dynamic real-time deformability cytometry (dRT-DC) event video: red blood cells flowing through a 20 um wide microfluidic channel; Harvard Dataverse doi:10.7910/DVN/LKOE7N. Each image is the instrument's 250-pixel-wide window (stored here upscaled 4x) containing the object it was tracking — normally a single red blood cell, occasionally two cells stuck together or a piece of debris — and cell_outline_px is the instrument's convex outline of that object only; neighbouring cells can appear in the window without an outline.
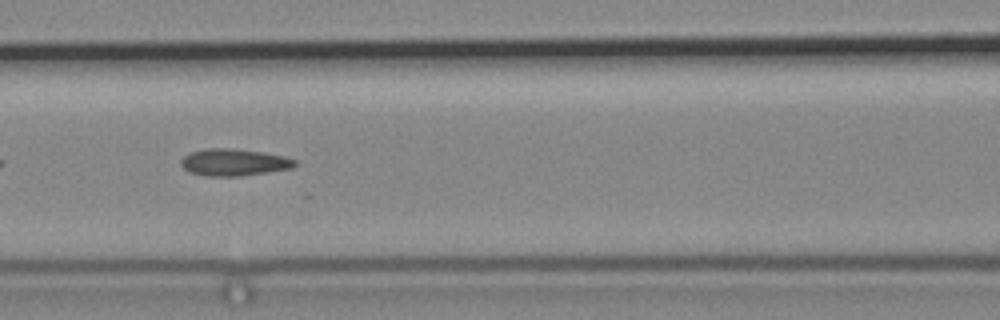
{"species": "common noctule bat (a hibernating species)", "species_latin": "Nyctalus noctula", "temperature_condition": "cold", "stored_images_in_passage": 44, "segment_of_instrument_passage": [2, 2], "camera_frame_rate_fps": 3000, "um_per_image_px": 0.085, "animal": {"sex": "male", "body_mass_g": 19.2, "forearm_length_mm": 51.8}, "frame": {"image": 1, "passage_image": 22, "time_ms": 7.0, "image_size_px": [1000, 320], "cell_outline_px": [[296, 164], [292, 168], [268, 172], [240, 176], [204, 176], [188, 172], [180, 164], [180, 160], [184, 156], [192, 152], [204, 148], [228, 148], [260, 152], [284, 156], [296, 160]], "centroid_in_image_um": [19.85, 13.8], "position_along_channel_um": 146.8, "area_um2": 17.86}}
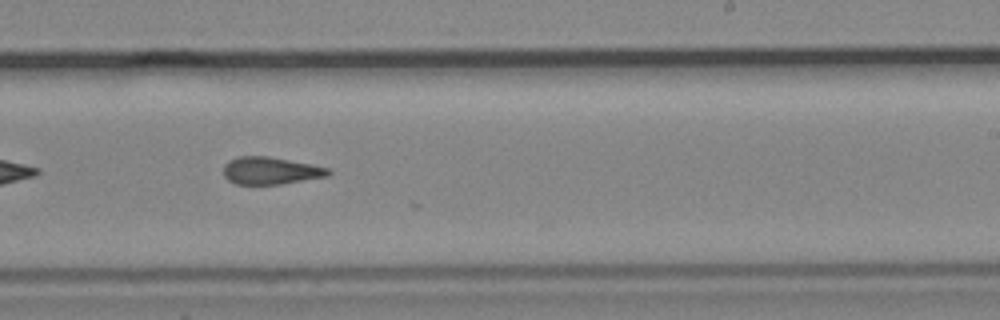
{"frame": {"image": 2, "passage_image": 31, "time_ms": 10.0, "image_size_px": [1000, 320], "cell_outline_px": [[332, 172], [328, 176], [280, 184], [236, 184], [228, 180], [224, 176], [224, 164], [228, 160], [236, 156], [268, 156], [312, 164], [328, 168]], "centroid_in_image_um": [22.98, 14.5], "position_along_channel_um": 266.0, "area_um2": 16.76}}
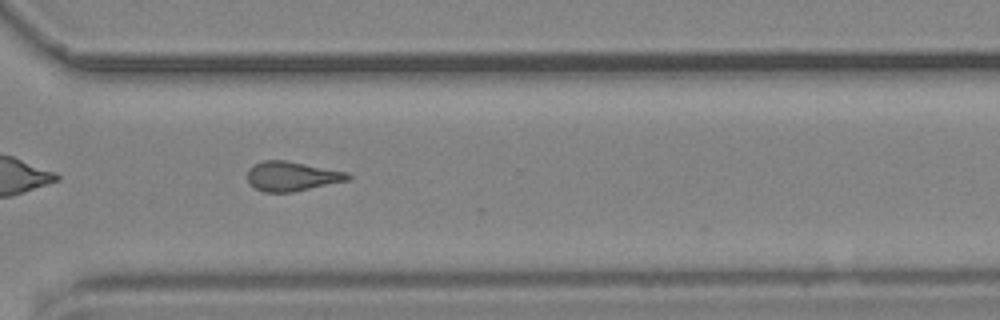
{"frame": {"image": 3, "passage_image": 37, "time_ms": 12.0, "image_size_px": [1000, 320], "cell_outline_px": [[352, 180], [292, 192], [264, 192], [248, 184], [248, 168], [264, 160], [284, 160], [348, 172], [352, 176]], "centroid_in_image_um": [24.84, 14.99], "position_along_channel_um": 345.8, "area_um2": 17.34}}